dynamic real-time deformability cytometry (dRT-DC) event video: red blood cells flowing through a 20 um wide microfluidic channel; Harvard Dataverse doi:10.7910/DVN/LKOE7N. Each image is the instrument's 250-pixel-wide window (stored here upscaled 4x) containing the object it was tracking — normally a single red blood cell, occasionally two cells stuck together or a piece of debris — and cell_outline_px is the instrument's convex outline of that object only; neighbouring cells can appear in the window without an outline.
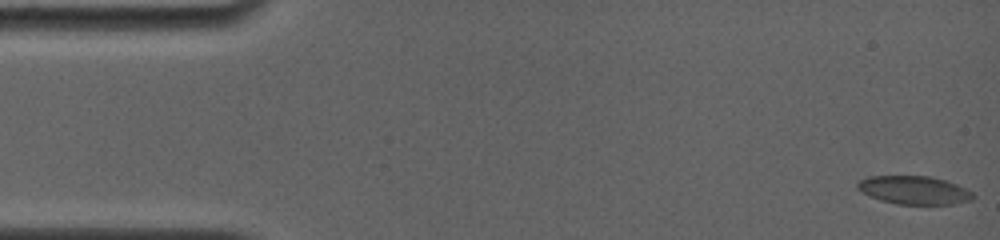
{"species": "common noctule bat (a hibernating species)", "species_latin": "Nyctalus noctula", "temperature_condition": "room temperature", "stored_images_in_passage": 66, "camera_frame_rate_fps": 4000, "um_per_image_px": 0.085, "animal": {"sex": "female", "body_mass_g": 19.0, "forearm_length_mm": 56.7}, "frame": {"image": 1, "passage_image": 1, "time_ms": 0.0, "image_size_px": [1000, 240], "cell_outline_px": [[976, 196], [968, 200], [952, 204], [900, 204], [880, 200], [856, 188], [856, 184], [860, 180], [868, 176], [932, 176], [948, 180], [972, 192]], "centroid_in_image_um": [77.7, 16.14], "position_along_channel_um": 7.3, "area_um2": 18.9}}
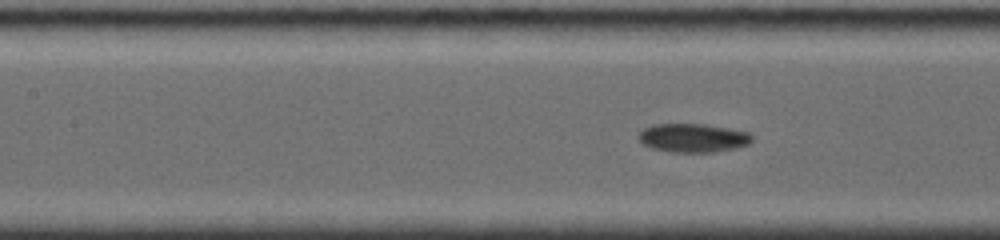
{"frame": {"image": 2, "passage_image": 29, "time_ms": 7.0, "image_size_px": [1000, 240], "cell_outline_px": [[752, 140], [748, 144], [736, 148], [712, 152], [672, 152], [652, 148], [644, 144], [640, 140], [640, 132], [644, 128], [652, 124], [704, 124], [728, 128], [748, 132], [752, 136]], "centroid_in_image_um": [58.92, 11.72], "position_along_channel_um": 148.5, "area_um2": 18.79}}
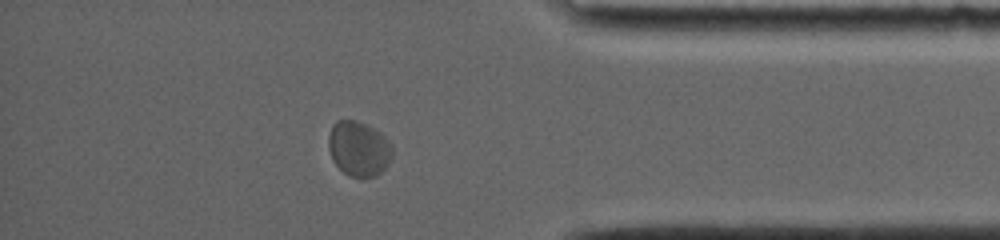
{"frame": {"image": 3, "passage_image": 57, "time_ms": 14.0, "image_size_px": [1000, 240], "cell_outline_px": [[392, 156], [388, 164], [376, 176], [364, 180], [348, 176], [332, 160], [328, 148], [328, 136], [332, 124], [336, 120], [356, 120], [380, 132], [392, 144]], "centroid_in_image_um": [30.48, 12.66], "position_along_channel_um": 404.7, "area_um2": 20.81}, "authors_computed_cell_mechanics": {"area_um2": 19.363, "velocity_mm_per_s": 3.8004, "shape_relaxation_time_tau1_ms": 5.4913, "shape_relaxation_time_tau2_ms": 1.5628, "deformation_change_tau1": 0.087, "deformation_change_tau2": 0.036}}